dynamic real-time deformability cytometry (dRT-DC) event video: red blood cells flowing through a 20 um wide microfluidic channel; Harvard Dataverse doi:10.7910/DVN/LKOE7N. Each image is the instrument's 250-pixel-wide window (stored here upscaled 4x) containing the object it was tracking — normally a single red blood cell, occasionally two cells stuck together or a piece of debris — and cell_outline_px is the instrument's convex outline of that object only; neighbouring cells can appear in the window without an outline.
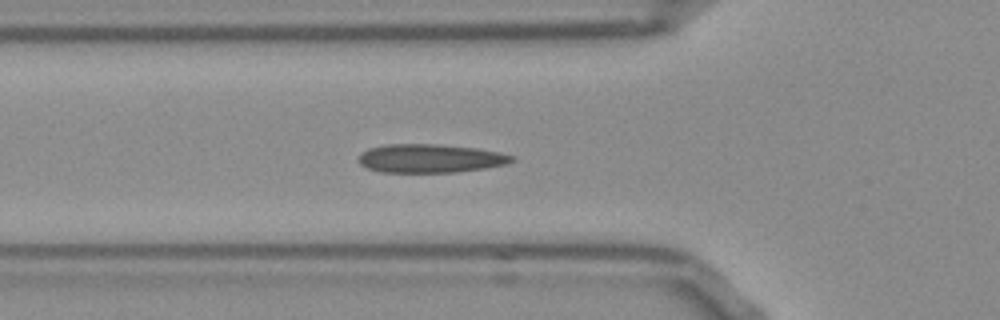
{"species": "Egyptian fruit bat (a non-hibernating species)", "species_latin": "Rousettus aegyptiacus", "temperature_condition": "room temperature", "stored_images_in_passage": 38, "segment_of_instrument_passage": [1, 2], "camera_frame_rate_fps": 3000, "um_per_image_px": 0.085, "frame": {"image": 1, "passage_image": 2, "time_ms": 0.333, "image_size_px": [1000, 320], "cell_outline_px": [[516, 160], [508, 164], [484, 168], [456, 172], [380, 172], [364, 168], [356, 160], [360, 152], [368, 148], [388, 144], [436, 144], [476, 148], [500, 152], [516, 156]], "centroid_in_image_um": [36.54, 13.46], "position_along_channel_um": 89.3, "area_um2": 25.89}}
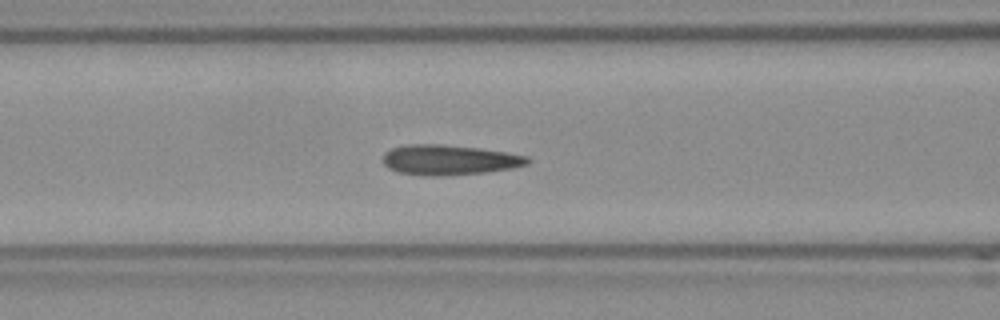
{"frame": {"image": 2, "passage_image": 5, "time_ms": 1.333, "image_size_px": [1000, 320], "cell_outline_px": [[532, 160], [528, 164], [512, 168], [488, 172], [440, 176], [424, 176], [396, 172], [388, 168], [384, 164], [384, 152], [392, 148], [408, 144], [440, 144], [476, 148], [504, 152], [528, 156]], "centroid_in_image_um": [38.17, 13.6], "position_along_channel_um": 128.4, "area_um2": 25.43}}
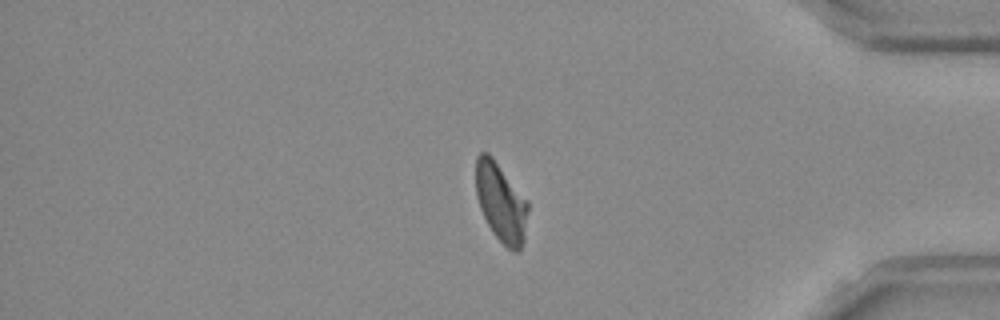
{"frame": {"image": 3, "passage_image": 28, "time_ms": 9.0, "image_size_px": [1000, 320], "cell_outline_px": [[528, 212], [524, 240], [520, 252], [512, 252], [492, 232], [480, 208], [476, 196], [476, 156], [480, 152], [488, 152], [492, 156], [528, 200]], "centroid_in_image_um": [42.59, 17.2], "position_along_channel_um": 392.6, "area_um2": 24.1}}